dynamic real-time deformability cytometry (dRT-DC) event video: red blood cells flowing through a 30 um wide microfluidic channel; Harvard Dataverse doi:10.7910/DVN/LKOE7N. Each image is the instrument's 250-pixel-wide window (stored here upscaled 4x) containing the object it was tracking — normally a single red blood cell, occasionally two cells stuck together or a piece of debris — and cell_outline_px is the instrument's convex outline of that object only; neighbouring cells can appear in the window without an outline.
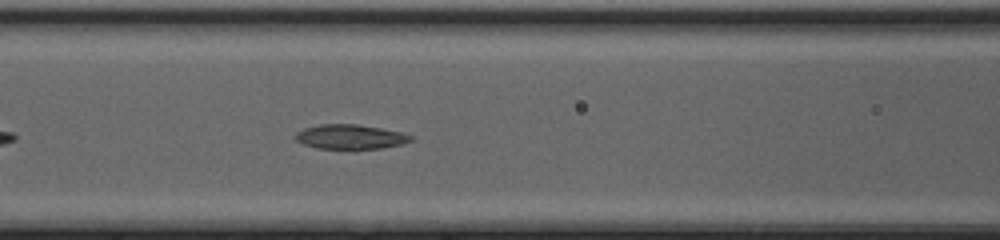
{"species": "common noctule bat (a hibernating species)", "species_latin": "Nyctalus noctula", "temperature_condition": "cold", "stored_images_in_passage": 28, "camera_frame_rate_fps": 3000, "um_per_image_px": 0.085, "animal": {"sex": "female", "body_mass_g": 20.0, "forearm_length_mm": 54.0}, "frame": {"image": 1, "passage_image": 8, "time_ms": 2.333, "image_size_px": [1000, 240], "cell_outline_px": [[412, 140], [404, 144], [380, 148], [316, 148], [304, 144], [296, 140], [292, 136], [296, 132], [304, 128], [320, 124], [356, 124], [380, 128], [400, 132], [412, 136]], "centroid_in_image_um": [29.74, 11.62], "position_along_channel_um": 136.9, "area_um2": 16.36}}
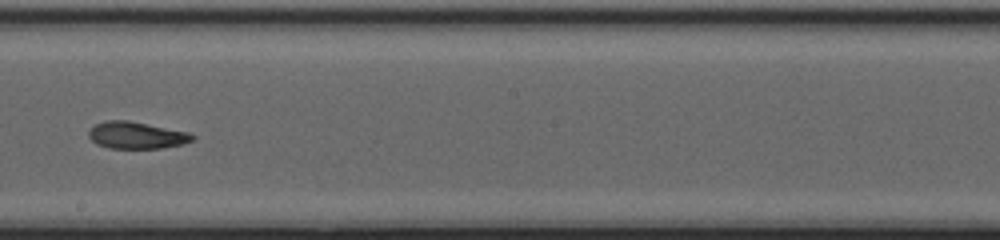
{"frame": {"image": 2, "passage_image": 15, "time_ms": 4.667, "image_size_px": [1000, 240], "cell_outline_px": [[196, 136], [192, 140], [184, 144], [160, 148], [108, 148], [96, 144], [88, 136], [88, 132], [96, 124], [108, 120], [128, 120], [188, 132]], "centroid_in_image_um": [11.6, 11.5], "position_along_channel_um": 236.6, "area_um2": 16.18}}
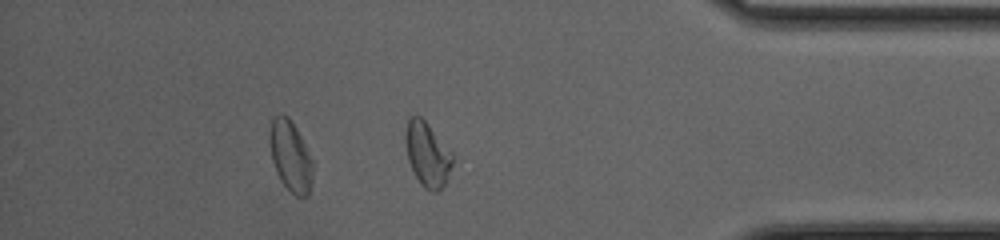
{"frame": {"image": 3, "passage_image": 28, "time_ms": 9.0, "image_size_px": [1000, 240], "cell_outline_px": [[452, 164], [444, 184], [436, 192], [432, 192], [424, 188], [420, 184], [408, 160], [404, 140], [404, 132], [408, 116], [420, 116], [428, 124], [452, 152]], "centroid_in_image_um": [36.28, 13.08], "position_along_channel_um": 398.9, "area_um2": 17.57}, "authors_computed_cell_mechanics": {"area_um2": 16.3574, "velocity_mm_per_s": 4.2904, "shape_relaxation_time_tau1_ms": null, "shape_relaxation_time_tau2_ms": 4.3531, "deformation_change_tau1": null, "deformation_change_tau2": 0.1278}}